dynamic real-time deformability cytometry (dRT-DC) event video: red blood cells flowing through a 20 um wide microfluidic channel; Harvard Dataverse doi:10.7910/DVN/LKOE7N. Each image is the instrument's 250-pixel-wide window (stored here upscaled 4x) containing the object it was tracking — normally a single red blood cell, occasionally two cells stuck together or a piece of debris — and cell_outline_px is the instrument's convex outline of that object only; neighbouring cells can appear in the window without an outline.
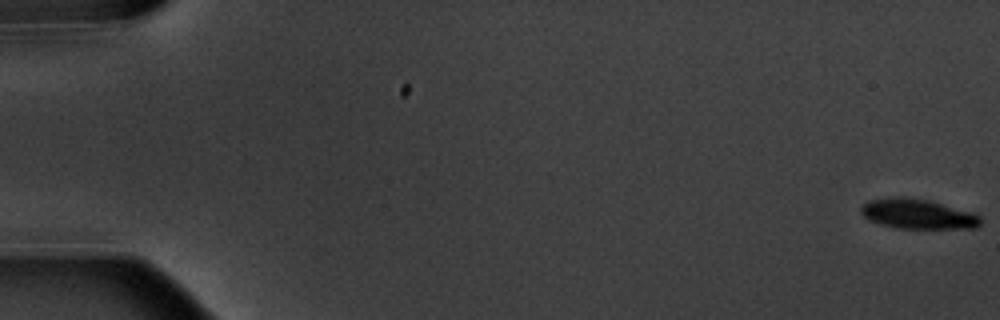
{"species": "common noctule bat (a hibernating species)", "species_latin": "Nyctalus noctula", "temperature_condition": "warm", "stored_images_in_passage": 5, "camera_frame_rate_fps": 3000, "um_per_image_px": 0.085, "animal": {"sex": "male", "body_mass_g": 20.1, "forearm_length_mm": 53.5}, "frame": {"image": 1, "passage_image": 1, "time_ms": 0.0, "image_size_px": [1000, 320], "cell_outline_px": [[980, 224], [976, 228], [896, 228], [880, 224], [868, 220], [860, 212], [860, 208], [868, 200], [888, 196], [904, 196], [928, 200], [972, 212], [980, 216]], "centroid_in_image_um": [77.95, 18.17], "position_along_channel_um": 7.0, "area_um2": 20.92}}